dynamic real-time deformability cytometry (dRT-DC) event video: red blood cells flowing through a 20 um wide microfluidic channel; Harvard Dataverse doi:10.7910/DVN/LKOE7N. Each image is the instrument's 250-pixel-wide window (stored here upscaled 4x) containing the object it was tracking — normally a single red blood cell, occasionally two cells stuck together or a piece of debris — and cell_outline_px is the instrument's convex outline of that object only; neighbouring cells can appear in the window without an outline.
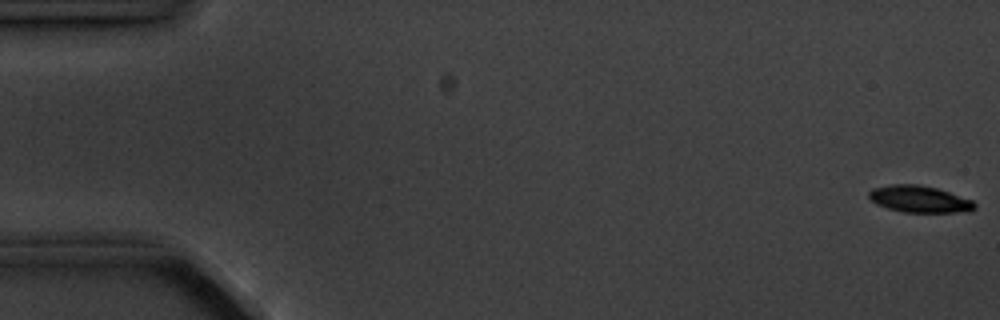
{"species": "common noctule bat (a hibernating species)", "species_latin": "Nyctalus noctula", "temperature_condition": "cold", "stored_images_in_passage": 6, "camera_frame_rate_fps": 3000, "um_per_image_px": 0.085, "animal": {"sex": "male", "body_mass_g": 20.1, "forearm_length_mm": 53.5}, "frame": {"image": 1, "passage_image": 1, "time_ms": 0.0, "image_size_px": [1000, 320], "cell_outline_px": [[976, 208], [968, 212], [904, 212], [888, 208], [876, 204], [868, 196], [868, 192], [872, 188], [892, 184], [916, 184], [936, 188], [972, 200], [976, 204]], "centroid_in_image_um": [78.15, 16.92], "position_along_channel_um": 6.9, "area_um2": 16.42}}
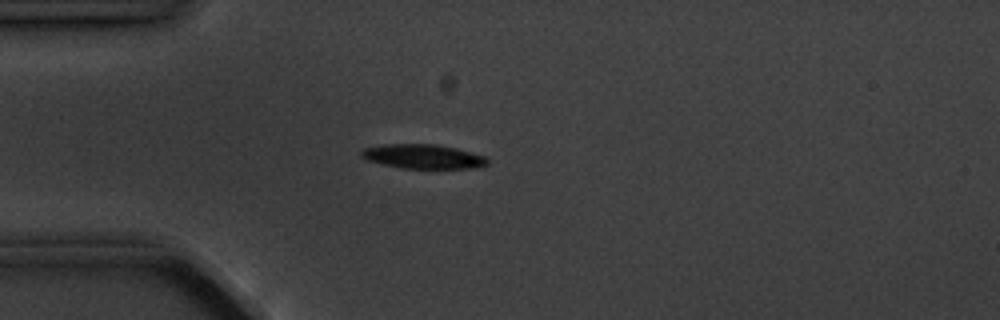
{"frame": {"image": 2, "passage_image": 5, "time_ms": 4.667, "image_size_px": [1000, 320], "cell_outline_px": [[488, 164], [472, 168], [400, 168], [368, 160], [360, 156], [360, 152], [364, 148], [384, 144], [436, 144], [456, 148], [484, 156], [488, 160]], "centroid_in_image_um": [35.94, 13.29], "position_along_channel_um": 49.1, "area_um2": 17.69}}